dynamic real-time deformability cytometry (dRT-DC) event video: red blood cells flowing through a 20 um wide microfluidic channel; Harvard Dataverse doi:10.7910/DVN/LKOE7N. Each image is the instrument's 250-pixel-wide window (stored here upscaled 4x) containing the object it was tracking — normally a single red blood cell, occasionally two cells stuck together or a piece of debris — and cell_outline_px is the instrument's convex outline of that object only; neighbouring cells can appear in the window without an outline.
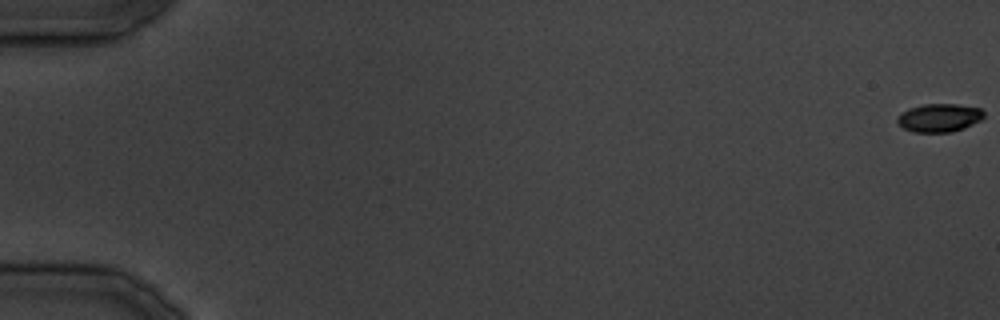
{"species": "common noctule bat (a hibernating species)", "species_latin": "Nyctalus noctula", "temperature_condition": "cold", "stored_images_in_passage": 13, "camera_frame_rate_fps": 3000, "um_per_image_px": 0.085, "animal": {"sex": "male", "body_mass_g": 19.5, "forearm_length_mm": 54.6}, "frame": {"image": 1, "passage_image": 1, "time_ms": 0.0, "image_size_px": [1000, 320], "cell_outline_px": [[984, 116], [980, 120], [964, 128], [952, 132], [912, 132], [904, 128], [896, 120], [900, 112], [908, 108], [924, 104], [956, 104], [980, 108], [984, 112]], "centroid_in_image_um": [79.82, 10.0], "position_along_channel_um": 5.2, "area_um2": 14.28}}